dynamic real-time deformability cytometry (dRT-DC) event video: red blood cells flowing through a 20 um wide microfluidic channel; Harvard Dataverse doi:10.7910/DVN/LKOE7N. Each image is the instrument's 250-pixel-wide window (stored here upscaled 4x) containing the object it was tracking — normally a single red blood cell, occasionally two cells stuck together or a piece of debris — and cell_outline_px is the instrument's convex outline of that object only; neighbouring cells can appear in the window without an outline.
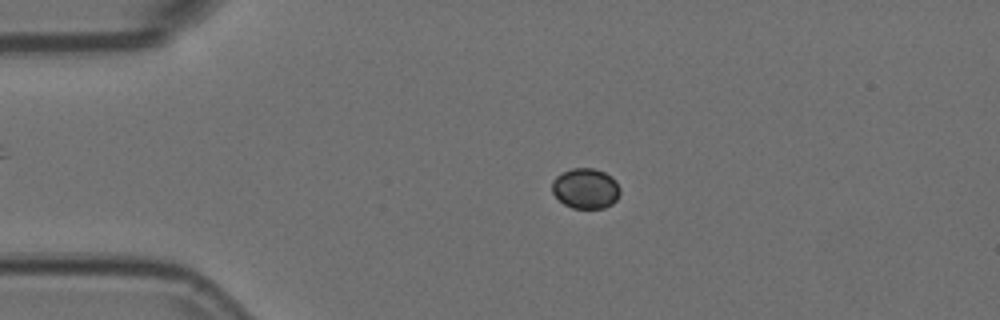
{"species": "Egyptian fruit bat (a non-hibernating species)", "species_latin": "Rousettus aegyptiacus", "temperature_condition": "room temperature", "stored_images_in_passage": 44, "camera_frame_rate_fps": 3000, "um_per_image_px": 0.085, "animal": {"sex": "female"}, "frame": {"image": 1, "passage_image": 9, "time_ms": 2.667, "image_size_px": [1000, 320], "cell_outline_px": [[620, 192], [616, 200], [612, 204], [604, 208], [572, 208], [564, 204], [552, 192], [552, 180], [556, 176], [572, 168], [592, 168], [604, 172], [612, 176], [616, 180], [620, 188]], "centroid_in_image_um": [49.79, 16.02], "position_along_channel_um": 35.2, "area_um2": 16.01}}
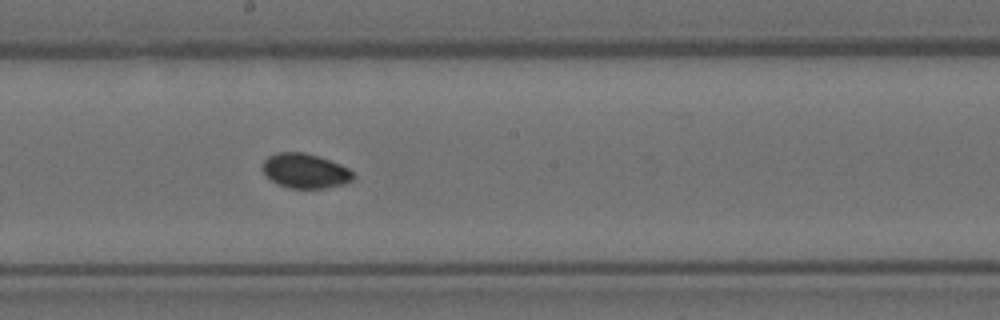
{"frame": {"image": 2, "passage_image": 27, "time_ms": 8.667, "image_size_px": [1000, 320], "cell_outline_px": [[352, 180], [344, 184], [324, 188], [288, 188], [276, 184], [260, 168], [264, 160], [268, 156], [280, 152], [304, 152], [320, 156], [340, 164], [348, 168], [352, 172]], "centroid_in_image_um": [25.91, 14.52], "position_along_channel_um": 222.3, "area_um2": 18.32}}
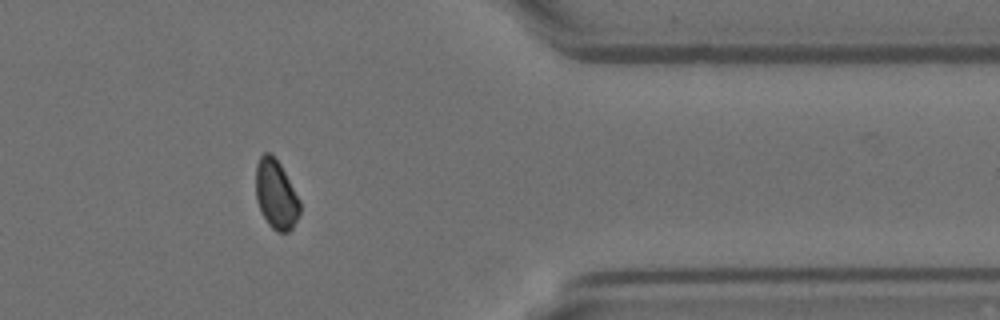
{"frame": {"image": 3, "passage_image": 42, "time_ms": 13.667, "image_size_px": [1000, 320], "cell_outline_px": [[300, 212], [292, 228], [288, 232], [276, 232], [268, 224], [260, 212], [256, 200], [256, 164], [260, 156], [264, 152], [268, 152], [280, 164], [300, 200]], "centroid_in_image_um": [23.44, 16.56], "position_along_channel_um": 388.0, "area_um2": 17.74}, "authors_computed_cell_mechanics": {"area_um2": 17.7157, "velocity_mm_per_s": 3.7171, "shape_relaxation_time_tau1_ms": null, "shape_relaxation_time_tau2_ms": 5.7171, "deformation_change_tau1": null, "deformation_change_tau2": 0.0524}}